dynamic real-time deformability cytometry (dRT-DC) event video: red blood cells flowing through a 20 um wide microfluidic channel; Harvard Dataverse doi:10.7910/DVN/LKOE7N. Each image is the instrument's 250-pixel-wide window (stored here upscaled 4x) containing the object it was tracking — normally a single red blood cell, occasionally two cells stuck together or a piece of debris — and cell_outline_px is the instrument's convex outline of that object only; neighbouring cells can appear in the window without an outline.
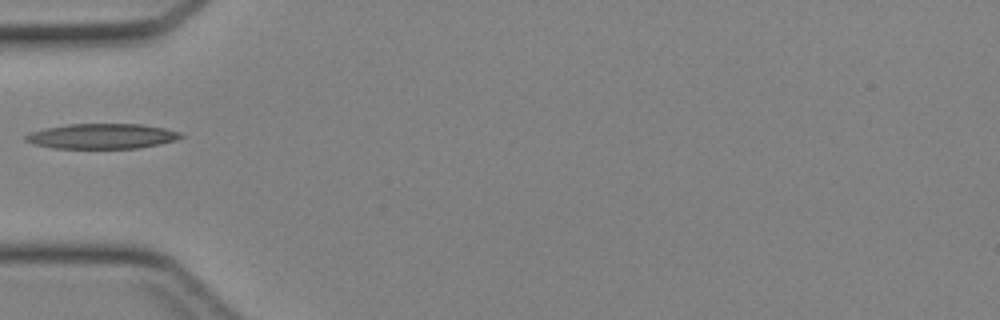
{"species": "Egyptian fruit bat (a non-hibernating species)", "species_latin": "Rousettus aegyptiacus", "temperature_condition": "cold", "stored_images_in_passage": 24, "camera_frame_rate_fps": 3000, "um_per_image_px": 0.085, "animal": {"sex": "female"}, "frame": {"image": 1, "passage_image": 1, "time_ms": 0.0, "image_size_px": [1000, 320], "cell_outline_px": [[184, 136], [176, 140], [160, 144], [140, 148], [52, 148], [32, 144], [24, 140], [24, 136], [32, 132], [44, 128], [68, 124], [144, 124], [164, 128], [180, 132]], "centroid_in_image_um": [8.67, 11.58], "position_along_channel_um": 76.3, "area_um2": 22.83}}
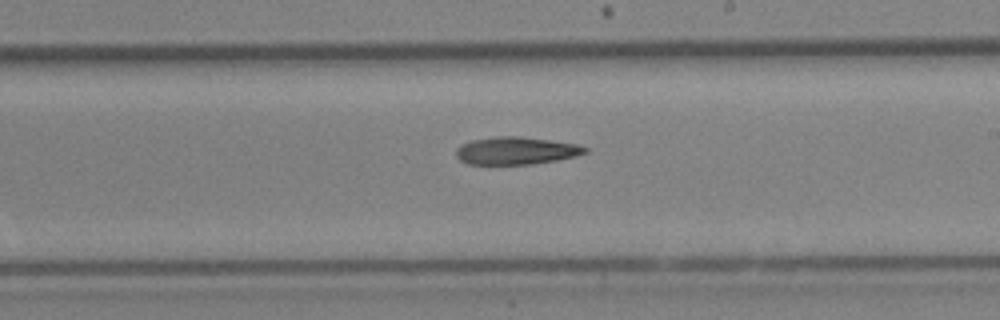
{"frame": {"image": 2, "passage_image": 12, "time_ms": 3.667, "image_size_px": [1000, 320], "cell_outline_px": [[588, 152], [576, 156], [556, 160], [532, 164], [468, 164], [460, 160], [456, 156], [456, 148], [460, 144], [472, 140], [496, 136], [516, 136], [548, 140], [576, 144], [588, 148]], "centroid_in_image_um": [43.84, 12.81], "position_along_channel_um": 245.2, "area_um2": 20.63}}
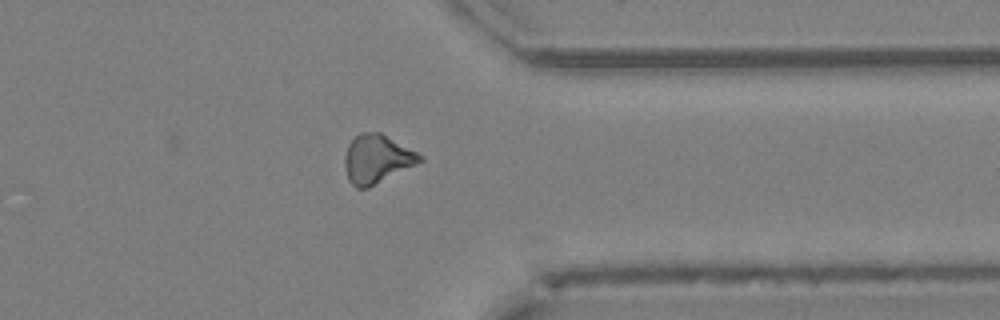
{"frame": {"image": 3, "passage_image": 21, "time_ms": 6.667, "image_size_px": [1000, 320], "cell_outline_px": [[424, 160], [368, 188], [356, 188], [348, 180], [344, 164], [344, 156], [348, 144], [360, 132], [380, 132], [424, 156]], "centroid_in_image_um": [32.02, 13.51], "position_along_channel_um": 379.4, "area_um2": 21.15}}